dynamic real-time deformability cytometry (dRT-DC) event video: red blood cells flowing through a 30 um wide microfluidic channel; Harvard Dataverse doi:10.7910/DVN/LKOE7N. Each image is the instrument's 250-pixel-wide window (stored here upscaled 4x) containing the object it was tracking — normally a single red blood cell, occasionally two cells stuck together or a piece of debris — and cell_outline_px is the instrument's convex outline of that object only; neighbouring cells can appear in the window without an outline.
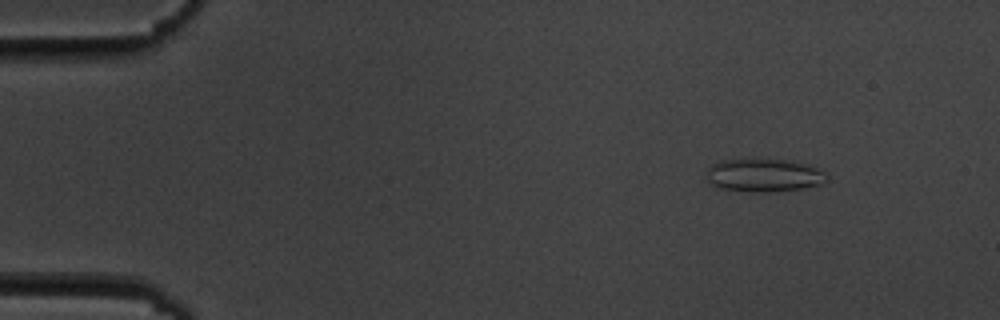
{"species": "common noctule bat (a hibernating species)", "species_latin": "Nyctalus noctula", "temperature_condition": "cold", "stored_images_in_passage": 5, "camera_frame_rate_fps": 3000, "um_per_image_px": 0.085, "animal": {"sex": "male", "body_mass_g": 19.5, "forearm_length_mm": 54.6}, "frame": {"image": 1, "passage_image": 3, "time_ms": 2.0, "image_size_px": [1000, 320], "cell_outline_px": [[828, 180], [820, 184], [800, 188], [768, 192], [752, 192], [724, 188], [712, 184], [708, 180], [708, 168], [712, 164], [720, 160], [756, 156], [788, 160], [820, 168], [828, 176]], "centroid_in_image_um": [64.93, 14.84], "position_along_channel_um": 20.1, "area_um2": 23.7}}